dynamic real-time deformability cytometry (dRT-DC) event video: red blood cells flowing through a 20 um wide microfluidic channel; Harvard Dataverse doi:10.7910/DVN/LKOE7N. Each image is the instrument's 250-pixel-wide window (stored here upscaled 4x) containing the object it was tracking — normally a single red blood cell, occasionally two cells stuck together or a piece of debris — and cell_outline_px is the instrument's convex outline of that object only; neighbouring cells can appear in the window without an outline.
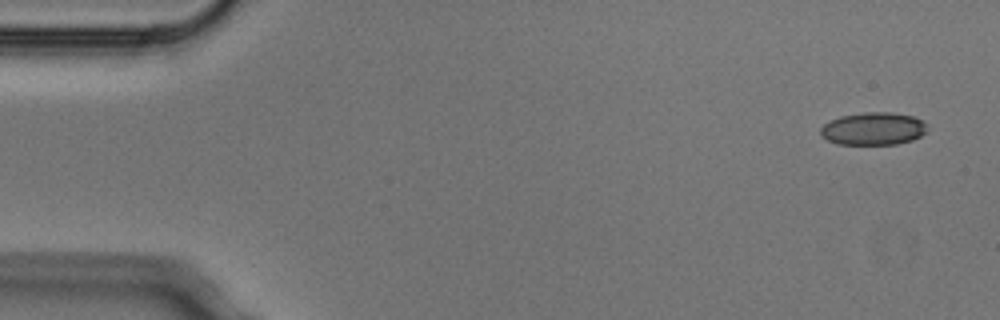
{"species": "Egyptian fruit bat (a non-hibernating species)", "species_latin": "Rousettus aegyptiacus", "temperature_condition": "cold", "stored_images_in_passage": 5, "camera_frame_rate_fps": 3000, "um_per_image_px": 0.085, "animal": {"sex": "male"}, "frame": {"image": 1, "passage_image": 1, "time_ms": 0.0, "image_size_px": [1000, 320], "cell_outline_px": [[928, 132], [912, 140], [896, 144], [836, 144], [820, 136], [820, 128], [824, 124], [840, 116], [864, 112], [892, 112], [912, 116], [928, 124]], "centroid_in_image_um": [74.24, 10.94], "position_along_channel_um": 10.8, "area_um2": 20.46}}